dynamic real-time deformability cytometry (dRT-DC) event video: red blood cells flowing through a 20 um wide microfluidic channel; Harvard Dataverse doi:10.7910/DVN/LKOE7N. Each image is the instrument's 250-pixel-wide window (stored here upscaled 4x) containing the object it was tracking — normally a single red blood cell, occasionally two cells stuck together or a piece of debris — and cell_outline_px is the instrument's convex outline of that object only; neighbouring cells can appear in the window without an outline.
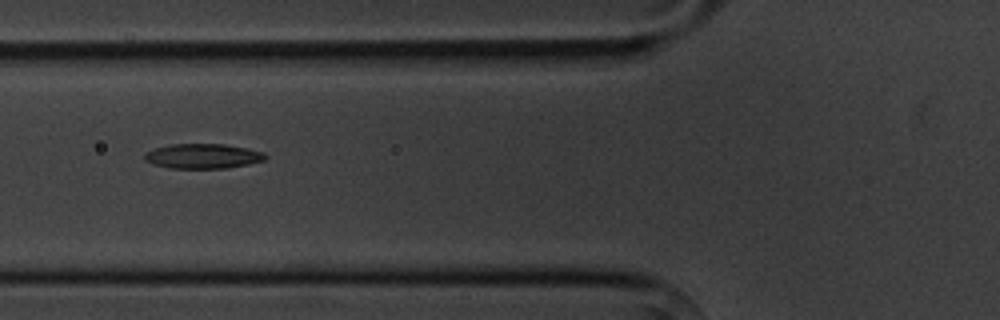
{"species": "common noctule bat (a hibernating species)", "species_latin": "Nyctalus noctula", "temperature_condition": "cold", "stored_images_in_passage": 10, "camera_frame_rate_fps": 3000, "um_per_image_px": 0.085, "animal": {"sex": "male", "body_mass_g": 20.1, "forearm_length_mm": 53.5}, "frame": {"image": 1, "passage_image": 6, "time_ms": 6.0, "image_size_px": [1000, 320], "cell_outline_px": [[268, 156], [264, 160], [248, 164], [224, 168], [172, 168], [152, 164], [144, 160], [144, 152], [156, 148], [172, 144], [224, 144], [248, 148], [264, 152]], "centroid_in_image_um": [17.24, 13.26], "position_along_channel_um": 108.6, "area_um2": 17.46}}
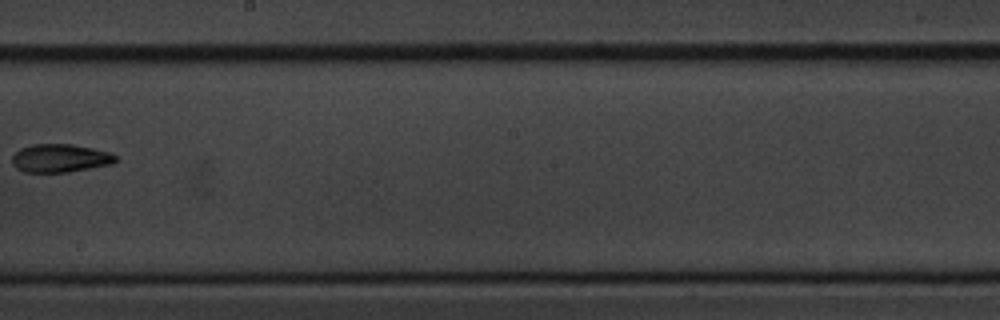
{"frame": {"image": 2, "passage_image": 9, "time_ms": 9.667, "image_size_px": [1000, 320], "cell_outline_px": [[116, 160], [112, 164], [68, 172], [24, 172], [16, 168], [12, 164], [12, 156], [20, 148], [32, 144], [72, 144], [92, 148], [108, 152], [116, 156]], "centroid_in_image_um": [5.07, 13.44], "position_along_channel_um": 243.1, "area_um2": 16.99}}
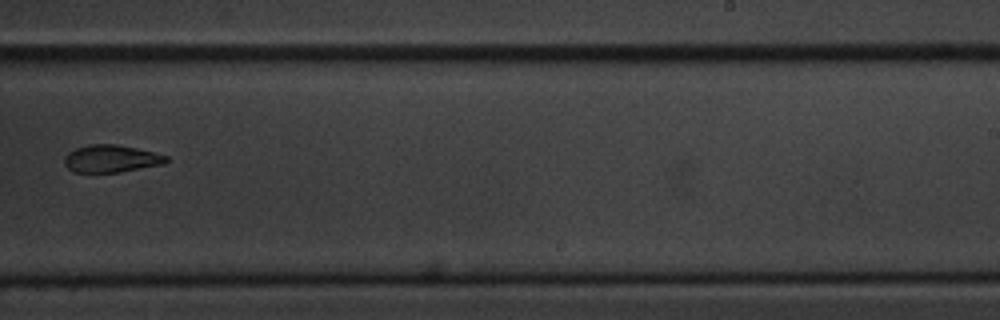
{"frame": {"image": 3, "passage_image": 10, "time_ms": 10.667, "image_size_px": [1000, 320], "cell_outline_px": [[168, 160], [164, 164], [120, 172], [72, 172], [64, 164], [64, 156], [68, 152], [76, 148], [88, 144], [116, 144], [136, 148], [168, 156]], "centroid_in_image_um": [9.42, 13.48], "position_along_channel_um": 279.6, "area_um2": 16.3}}